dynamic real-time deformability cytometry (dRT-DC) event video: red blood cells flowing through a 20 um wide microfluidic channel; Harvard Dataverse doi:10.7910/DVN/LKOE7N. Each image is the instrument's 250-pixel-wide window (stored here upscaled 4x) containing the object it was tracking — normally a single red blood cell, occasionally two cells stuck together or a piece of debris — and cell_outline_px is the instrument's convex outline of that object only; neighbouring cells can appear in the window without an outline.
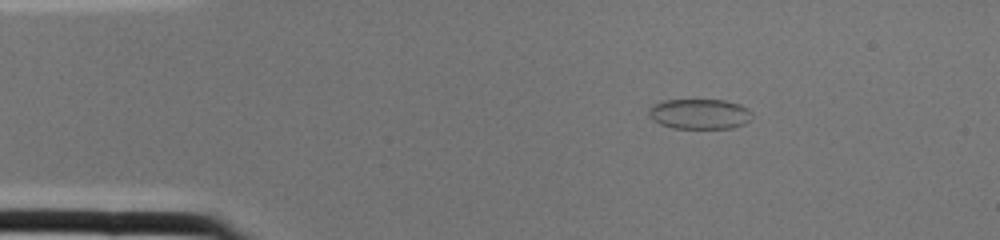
{"species": "common noctule bat (a hibernating species)", "species_latin": "Nyctalus noctula", "temperature_condition": "cold", "stored_images_in_passage": 2, "segment_of_instrument_passage": [2, 2], "camera_frame_rate_fps": 3000, "um_per_image_px": 0.085, "animal": {"sex": "female", "body_mass_g": 22.0, "forearm_length_mm": 56.7}, "frame": {"image": 1, "passage_image": 2, "time_ms": 0.333, "image_size_px": [1000, 240], "cell_outline_px": [[752, 112], [748, 120], [744, 124], [732, 128], [672, 128], [660, 124], [652, 120], [648, 116], [648, 108], [652, 104], [664, 100], [724, 100], [740, 104], [748, 108]], "centroid_in_image_um": [59.42, 9.68], "position_along_channel_um": 25.6, "area_um2": 18.32}}